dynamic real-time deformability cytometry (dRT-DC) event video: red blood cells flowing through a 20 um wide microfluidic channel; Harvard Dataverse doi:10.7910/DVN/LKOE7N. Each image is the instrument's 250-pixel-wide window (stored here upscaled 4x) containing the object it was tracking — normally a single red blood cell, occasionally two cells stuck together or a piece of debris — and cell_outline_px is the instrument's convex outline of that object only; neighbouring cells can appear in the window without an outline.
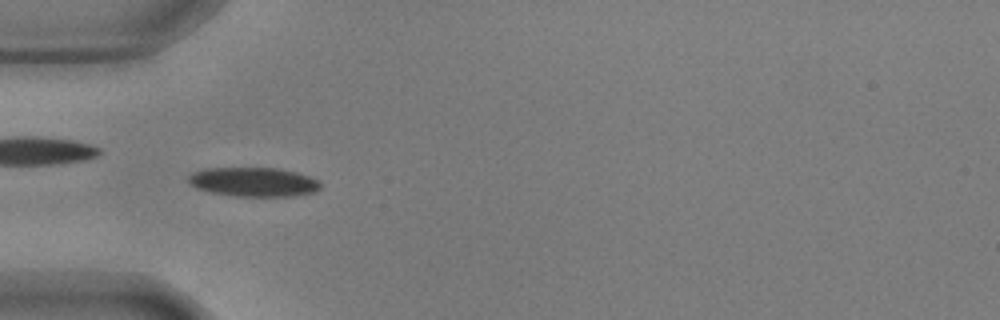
{"species": "common noctule bat (a hibernating species)", "species_latin": "Nyctalus noctula", "temperature_condition": "warm", "stored_images_in_passage": 21, "camera_frame_rate_fps": 3000, "um_per_image_px": 0.085, "animal": {"sex": "male", "body_mass_g": 17.9, "forearm_length_mm": 54.2}, "frame": {"image": 1, "passage_image": 17, "time_ms": 5.333, "image_size_px": [1000, 320], "cell_outline_px": [[320, 188], [312, 192], [292, 196], [232, 196], [212, 192], [200, 188], [192, 184], [188, 180], [188, 176], [192, 172], [204, 168], [276, 168], [296, 172], [308, 176], [316, 180], [320, 184]], "centroid_in_image_um": [21.53, 15.46], "position_along_channel_um": 63.5, "area_um2": 22.14}}